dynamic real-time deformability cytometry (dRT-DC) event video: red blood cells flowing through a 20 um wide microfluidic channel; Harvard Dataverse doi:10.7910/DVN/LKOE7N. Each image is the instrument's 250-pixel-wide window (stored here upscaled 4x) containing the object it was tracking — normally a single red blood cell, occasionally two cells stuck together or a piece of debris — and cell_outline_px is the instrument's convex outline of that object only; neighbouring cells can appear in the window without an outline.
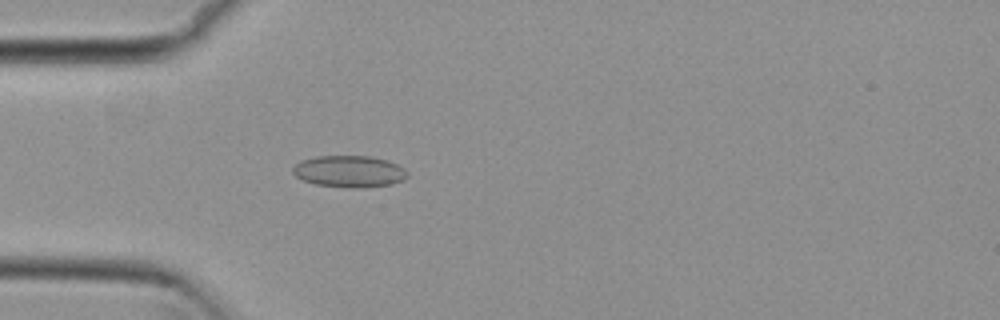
{"species": "common noctule bat (a hibernating species)", "species_latin": "Nyctalus noctula", "temperature_condition": "cold", "stored_images_in_passage": 46, "camera_frame_rate_fps": 3000, "um_per_image_px": 0.085, "animal": {"sex": "female", "body_mass_g": 29.2, "forearm_length_mm": 56.3}, "frame": {"image": 1, "passage_image": 10, "time_ms": 3.0, "image_size_px": [1000, 320], "cell_outline_px": [[408, 176], [404, 180], [392, 184], [360, 188], [352, 188], [316, 184], [304, 180], [296, 176], [292, 172], [292, 168], [300, 160], [316, 156], [368, 156], [388, 160], [404, 168], [408, 172]], "centroid_in_image_um": [29.7, 14.57], "position_along_channel_um": 55.3, "area_um2": 21.21}}
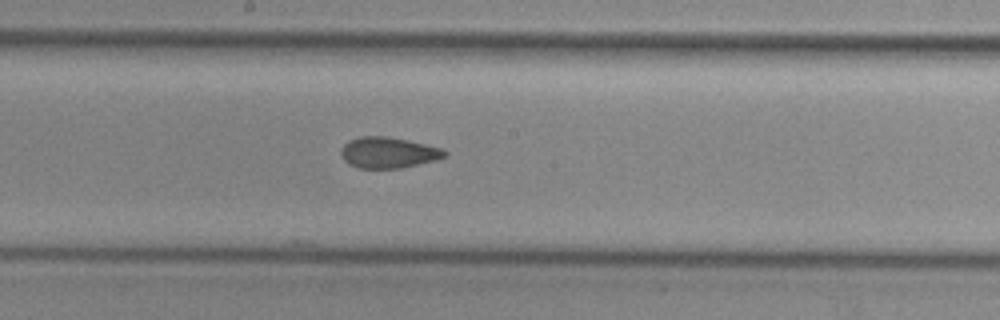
{"frame": {"image": 2, "passage_image": 23, "time_ms": 7.333, "image_size_px": [1000, 320], "cell_outline_px": [[448, 156], [436, 160], [400, 168], [356, 168], [348, 164], [340, 156], [340, 148], [348, 140], [360, 136], [388, 136], [408, 140], [440, 148], [448, 152]], "centroid_in_image_um": [32.96, 12.97], "position_along_channel_um": 215.2, "area_um2": 18.9}}
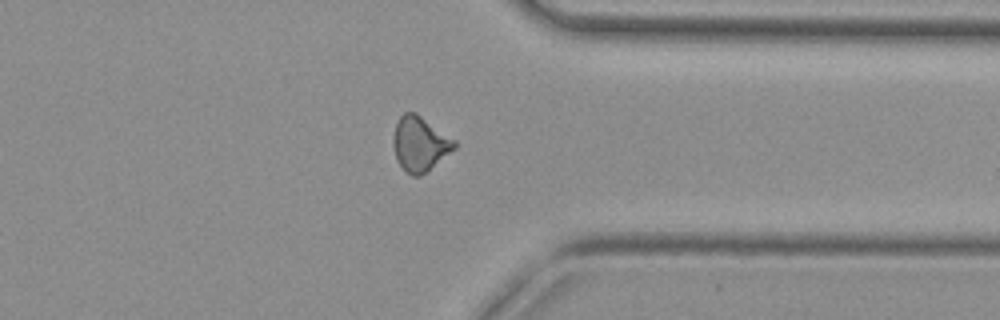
{"frame": {"image": 3, "passage_image": 36, "time_ms": 11.667, "image_size_px": [1000, 320], "cell_outline_px": [[456, 148], [420, 176], [412, 176], [404, 172], [396, 160], [392, 144], [392, 140], [396, 124], [400, 116], [404, 112], [416, 112], [456, 140]], "centroid_in_image_um": [35.67, 12.23], "position_along_channel_um": 375.7, "area_um2": 19.65}, "authors_computed_cell_mechanics": {"area_um2": 18.9584, "velocity_mm_per_s": 3.822, "shape_relaxation_time_tau1_ms": null, "shape_relaxation_time_tau2_ms": 1.7113, "deformation_change_tau1": null, "deformation_change_tau2": 0.0713}}